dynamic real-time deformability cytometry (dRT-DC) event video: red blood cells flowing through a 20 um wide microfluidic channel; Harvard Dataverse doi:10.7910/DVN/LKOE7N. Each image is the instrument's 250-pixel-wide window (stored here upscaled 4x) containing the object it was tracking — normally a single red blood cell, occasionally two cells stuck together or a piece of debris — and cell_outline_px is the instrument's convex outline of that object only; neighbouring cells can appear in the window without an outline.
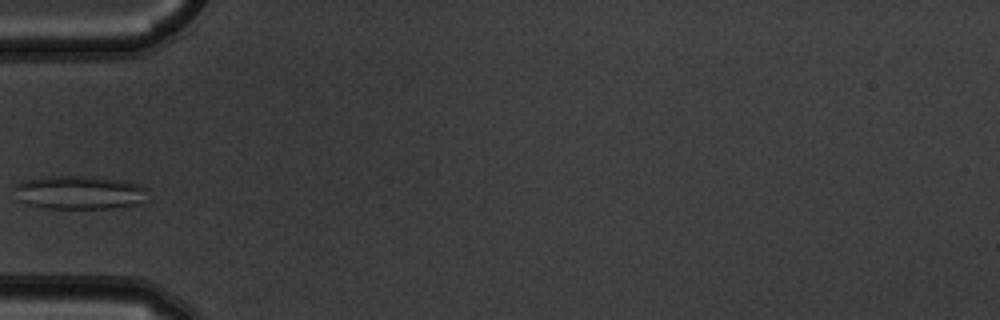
{"species": "common noctule bat (a hibernating species)", "species_latin": "Nyctalus noctula", "temperature_condition": "warm", "stored_images_in_passage": 2, "camera_frame_rate_fps": 3000, "um_per_image_px": 0.085, "animal": {"sex": "male", "body_mass_g": 19.5, "forearm_length_mm": 54.6}, "frame": {"image": 1, "passage_image": 2, "time_ms": 0.333, "image_size_px": [1000, 320], "cell_outline_px": [[148, 188], [140, 204], [112, 208], [48, 208], [28, 204], [20, 200], [12, 188], [16, 184], [24, 180], [40, 176], [92, 176], [128, 180], [140, 184]], "centroid_in_image_um": [6.76, 16.33], "position_along_channel_um": 78.2, "area_um2": 26.41}}